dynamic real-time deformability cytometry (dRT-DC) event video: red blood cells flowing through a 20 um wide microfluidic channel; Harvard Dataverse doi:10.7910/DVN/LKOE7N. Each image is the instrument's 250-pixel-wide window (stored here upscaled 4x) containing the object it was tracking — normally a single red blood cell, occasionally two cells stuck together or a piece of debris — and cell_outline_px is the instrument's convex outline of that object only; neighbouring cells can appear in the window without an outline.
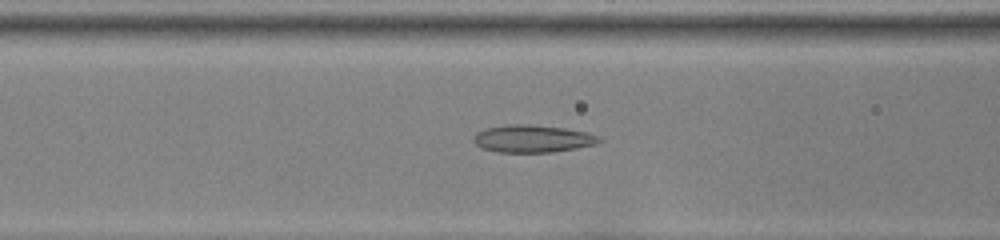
{"species": "common noctule bat (a hibernating species)", "species_latin": "Nyctalus noctula", "temperature_condition": "room temperature", "stored_images_in_passage": 31, "camera_frame_rate_fps": 3000, "um_per_image_px": 0.085, "animal": {"sex": "female", "body_mass_g": 22.0, "forearm_length_mm": 56.7}, "frame": {"image": 1, "passage_image": 5, "time_ms": 1.333, "image_size_px": [1000, 240], "cell_outline_px": [[604, 140], [596, 144], [576, 148], [552, 152], [496, 152], [484, 148], [476, 144], [472, 140], [472, 136], [476, 132], [488, 128], [508, 124], [528, 124], [564, 128], [588, 132], [600, 136]], "centroid_in_image_um": [45.29, 11.78], "position_along_channel_um": 121.3, "area_um2": 20.17}}
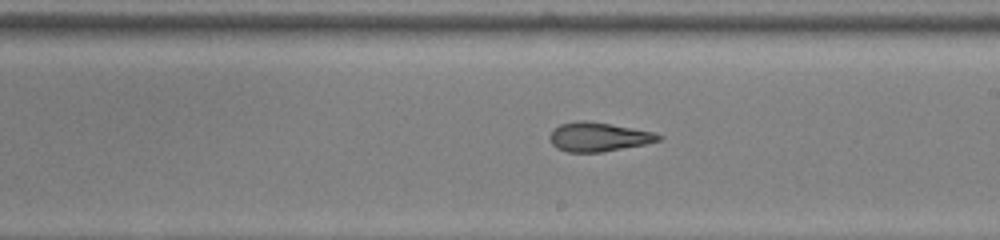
{"frame": {"image": 2, "passage_image": 14, "time_ms": 4.333, "image_size_px": [1000, 240], "cell_outline_px": [[664, 136], [660, 140], [644, 144], [600, 152], [568, 152], [556, 148], [552, 144], [552, 132], [560, 124], [576, 120], [584, 120], [608, 124], [652, 132]], "centroid_in_image_um": [50.86, 11.64], "position_along_channel_um": 238.1, "area_um2": 17.92}}
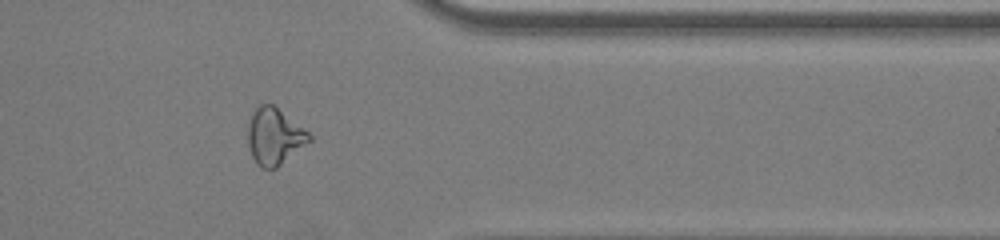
{"frame": {"image": 3, "passage_image": 26, "time_ms": 8.333, "image_size_px": [1000, 240], "cell_outline_px": [[312, 140], [276, 168], [260, 168], [256, 164], [252, 156], [248, 144], [248, 124], [252, 112], [260, 104], [276, 104], [308, 132], [312, 136]], "centroid_in_image_um": [23.33, 11.57], "position_along_channel_um": 388.1, "area_um2": 20.4}}